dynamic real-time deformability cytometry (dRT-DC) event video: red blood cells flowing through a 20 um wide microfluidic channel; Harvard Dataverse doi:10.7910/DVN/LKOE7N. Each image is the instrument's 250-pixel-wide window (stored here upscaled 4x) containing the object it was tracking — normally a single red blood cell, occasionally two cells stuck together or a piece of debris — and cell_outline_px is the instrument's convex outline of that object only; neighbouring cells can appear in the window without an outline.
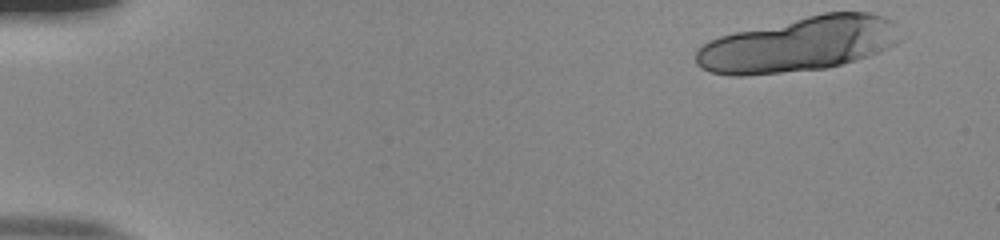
{"species": "human", "species_latin": "Homo sapiens", "temperature_condition": "room temperature", "stored_images_in_passage": 17, "camera_frame_rate_fps": 3000, "um_per_image_px": 0.085, "donor": {"sex": "male"}, "frame": {"image": 1, "passage_image": 1, "time_ms": 0.0, "image_size_px": [1000, 240], "cell_outline_px": [[900, 40], [896, 44], [856, 60], [828, 68], [744, 76], [732, 76], [708, 72], [700, 68], [696, 64], [696, 48], [720, 36], [736, 32], [824, 12], [868, 12], [884, 16], [892, 20], [896, 24]], "centroid_in_image_um": [67.89, 3.77], "position_along_channel_um": 17.1, "area_um2": 65.03}}